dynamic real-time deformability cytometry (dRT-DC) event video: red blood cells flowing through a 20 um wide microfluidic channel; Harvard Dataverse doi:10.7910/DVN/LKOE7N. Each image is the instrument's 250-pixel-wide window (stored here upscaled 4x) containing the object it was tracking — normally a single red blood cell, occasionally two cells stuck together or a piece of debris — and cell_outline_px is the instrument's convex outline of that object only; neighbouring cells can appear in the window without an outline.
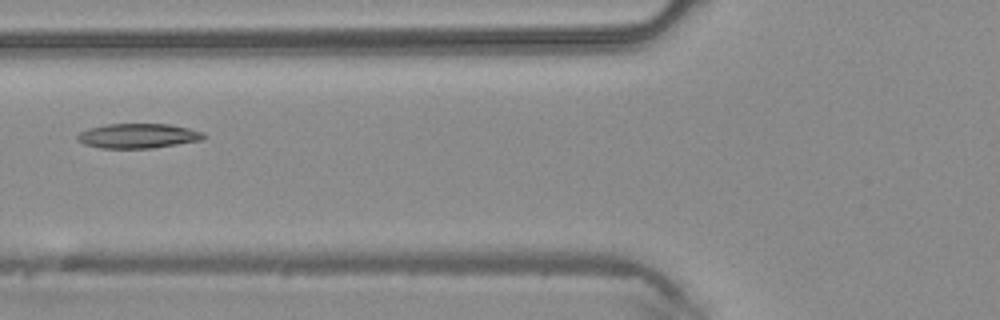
{"species": "common noctule bat (a hibernating species)", "species_latin": "Nyctalus noctula", "temperature_condition": "warm", "stored_images_in_passage": 43, "segment_of_instrument_passage": [1, 2], "camera_frame_rate_fps": 3000, "um_per_image_px": 0.085, "animal": {"sex": "male", "body_mass_g": 20.4}, "frame": {"image": 1, "passage_image": 14, "time_ms": 4.333, "image_size_px": [1000, 320], "cell_outline_px": [[208, 136], [200, 140], [152, 148], [100, 148], [84, 144], [76, 140], [76, 136], [80, 132], [88, 128], [108, 124], [168, 124], [188, 128], [204, 132]], "centroid_in_image_um": [11.71, 11.55], "position_along_channel_um": 114.1, "area_um2": 18.15}}
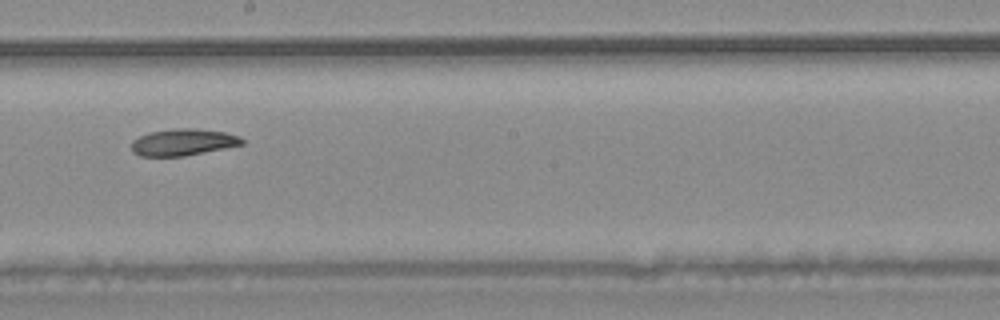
{"frame": {"image": 2, "passage_image": 22, "time_ms": 7.0, "image_size_px": [1000, 320], "cell_outline_px": [[244, 144], [184, 156], [140, 156], [132, 152], [132, 140], [148, 132], [176, 128], [192, 128], [224, 132], [240, 136], [244, 140]], "centroid_in_image_um": [15.54, 12.08], "position_along_channel_um": 232.7, "area_um2": 17.17}}
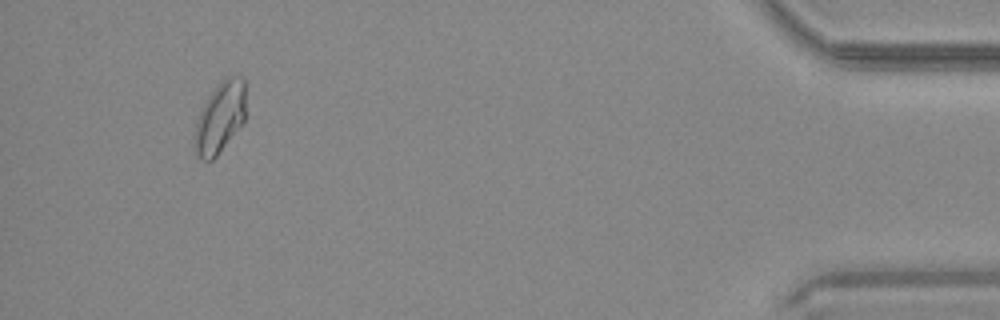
{"frame": {"image": 3, "passage_image": 39, "time_ms": 12.667, "image_size_px": [1000, 320], "cell_outline_px": [[244, 120], [216, 156], [212, 160], [200, 160], [196, 156], [196, 120], [208, 96], [216, 84], [224, 76], [240, 76], [244, 80]], "centroid_in_image_um": [18.69, 9.94], "position_along_channel_um": 416.5, "area_um2": 20.69}}